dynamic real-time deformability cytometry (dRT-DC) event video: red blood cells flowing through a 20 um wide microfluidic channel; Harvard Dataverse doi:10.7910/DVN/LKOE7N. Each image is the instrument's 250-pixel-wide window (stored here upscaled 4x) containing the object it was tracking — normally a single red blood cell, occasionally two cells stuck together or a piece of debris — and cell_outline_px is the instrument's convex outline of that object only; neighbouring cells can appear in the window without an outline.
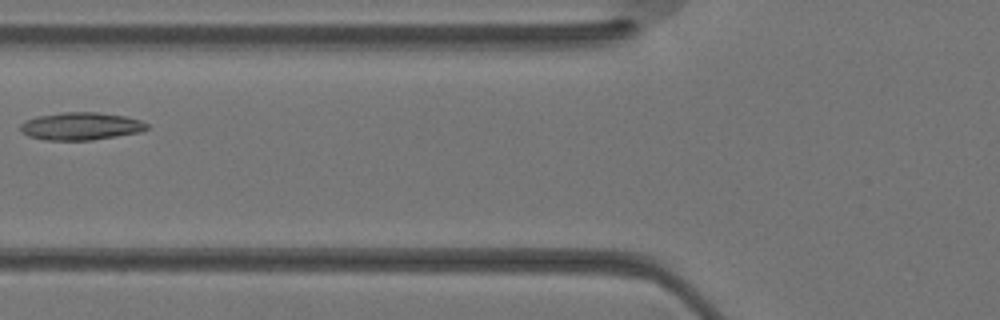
{"species": "Egyptian fruit bat (a non-hibernating species)", "species_latin": "Rousettus aegyptiacus", "temperature_condition": "warm", "stored_images_in_passage": 26, "camera_frame_rate_fps": 3000, "um_per_image_px": 0.085, "animal": {"sex": "female"}, "frame": {"image": 1, "passage_image": 5, "time_ms": 1.333, "image_size_px": [1000, 320], "cell_outline_px": [[148, 128], [140, 132], [92, 140], [44, 140], [28, 136], [20, 128], [20, 124], [36, 116], [64, 112], [96, 112], [124, 116], [140, 120], [148, 124]], "centroid_in_image_um": [6.88, 10.73], "position_along_channel_um": 118.9, "area_um2": 20.23}}
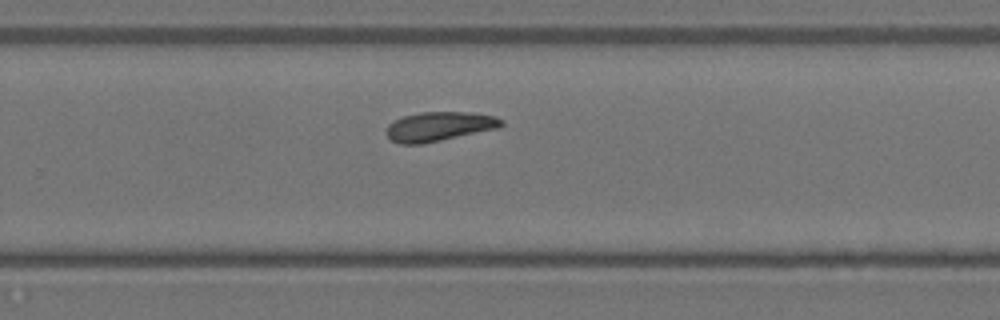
{"frame": {"image": 2, "passage_image": 14, "time_ms": 4.333, "image_size_px": [1000, 320], "cell_outline_px": [[504, 124], [496, 128], [440, 140], [420, 144], [400, 144], [392, 140], [384, 132], [388, 124], [404, 116], [420, 112], [468, 112], [496, 116], [504, 120]], "centroid_in_image_um": [37.3, 10.74], "position_along_channel_um": 292.5, "area_um2": 19.42}}
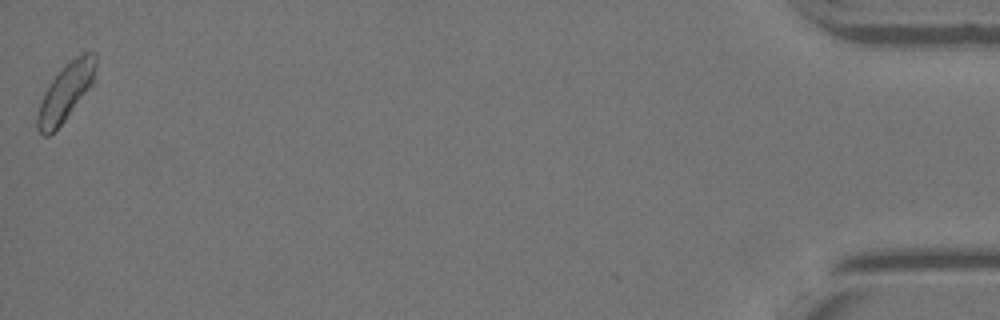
{"frame": {"image": 3, "passage_image": 26, "time_ms": 8.333, "image_size_px": [1000, 320], "cell_outline_px": [[96, 64], [92, 84], [64, 120], [48, 136], [44, 136], [36, 128], [36, 116], [44, 92], [52, 80], [76, 56], [88, 48], [96, 52]], "centroid_in_image_um": [5.59, 7.8], "position_along_channel_um": 429.6, "area_um2": 18.96}}